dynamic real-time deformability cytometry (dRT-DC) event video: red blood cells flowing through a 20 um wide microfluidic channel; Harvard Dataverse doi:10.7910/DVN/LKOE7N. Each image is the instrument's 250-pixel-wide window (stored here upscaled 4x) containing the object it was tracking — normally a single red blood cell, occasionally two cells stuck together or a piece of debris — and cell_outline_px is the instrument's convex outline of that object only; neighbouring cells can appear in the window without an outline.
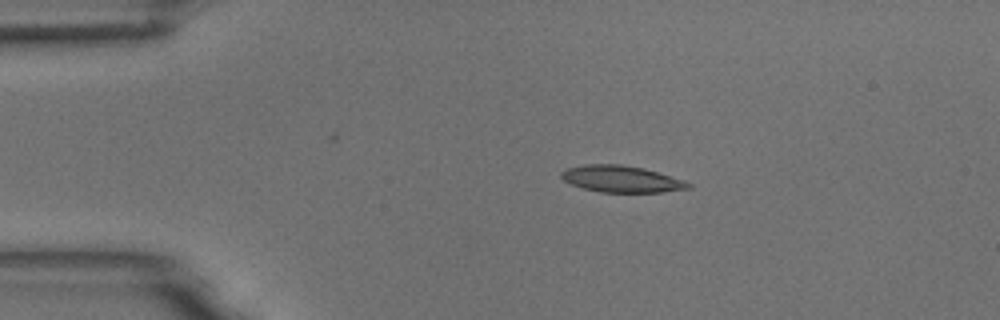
{"species": "common noctule bat (a hibernating species)", "species_latin": "Nyctalus noctula", "temperature_condition": "room temperature", "stored_images_in_passage": 11, "camera_frame_rate_fps": 3000, "um_per_image_px": 0.085, "animal": {"sex": "male", "body_mass_g": 18.8}, "frame": {"image": 1, "passage_image": 5, "time_ms": 1.333, "image_size_px": [1000, 320], "cell_outline_px": [[692, 188], [660, 192], [600, 192], [584, 188], [572, 184], [564, 180], [560, 176], [560, 172], [564, 168], [584, 164], [620, 164], [644, 168], [684, 180], [692, 184]], "centroid_in_image_um": [52.8, 15.2], "position_along_channel_um": 32.2, "area_um2": 19.77}}
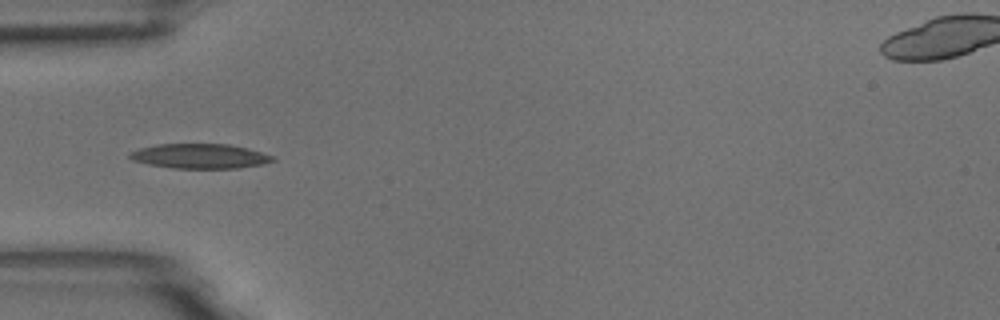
{"frame": {"image": 2, "passage_image": 7, "time_ms": 2.0, "image_size_px": [1000, 320], "cell_outline_px": [[276, 160], [260, 164], [240, 168], [172, 168], [148, 164], [132, 160], [128, 156], [128, 152], [140, 148], [156, 144], [228, 144], [248, 148], [276, 156]], "centroid_in_image_um": [16.99, 13.27], "position_along_channel_um": 68.0, "area_um2": 20.69}}
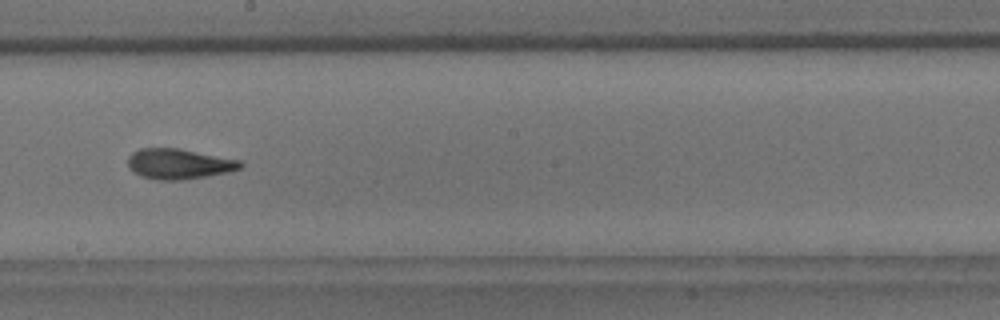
{"frame": {"image": 3, "passage_image": 11, "time_ms": 3.333, "image_size_px": [1000, 320], "cell_outline_px": [[244, 164], [240, 168], [228, 172], [208, 176], [180, 180], [156, 180], [140, 176], [132, 172], [128, 168], [128, 156], [132, 152], [140, 148], [180, 148], [240, 160]], "centroid_in_image_um": [15.17, 13.93], "position_along_channel_um": 233.0, "area_um2": 20.11}}